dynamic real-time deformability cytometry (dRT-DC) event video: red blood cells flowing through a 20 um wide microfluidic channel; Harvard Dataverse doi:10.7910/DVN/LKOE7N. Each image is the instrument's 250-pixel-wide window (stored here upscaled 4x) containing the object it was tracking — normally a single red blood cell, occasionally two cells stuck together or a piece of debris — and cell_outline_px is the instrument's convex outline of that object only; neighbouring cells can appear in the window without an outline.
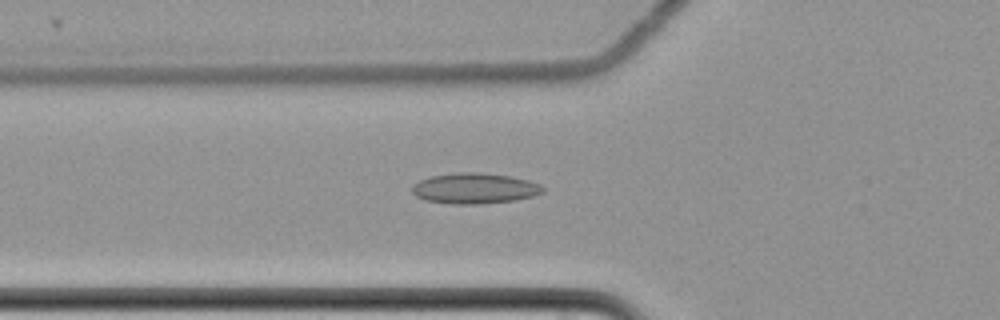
{"species": "common noctule bat (a hibernating species)", "species_latin": "Nyctalus noctula", "temperature_condition": "cold", "stored_images_in_passage": 62, "camera_frame_rate_fps": 3000, "um_per_image_px": 0.085, "animal": {"sex": "female", "body_mass_g": 22.7, "forearm_length_mm": 54.2}, "frame": {"image": 1, "passage_image": 24, "time_ms": 7.667, "image_size_px": [1000, 320], "cell_outline_px": [[544, 192], [532, 196], [516, 200], [476, 204], [448, 204], [424, 200], [416, 196], [412, 192], [412, 188], [420, 180], [428, 176], [456, 172], [480, 172], [512, 176], [528, 180], [540, 184], [544, 188]], "centroid_in_image_um": [40.34, 16.0], "position_along_channel_um": 85.5, "area_um2": 23.52}}
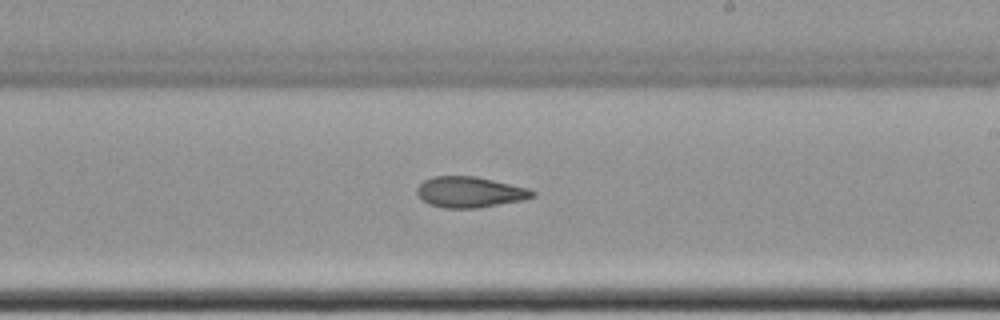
{"frame": {"image": 2, "passage_image": 38, "time_ms": 12.333, "image_size_px": [1000, 320], "cell_outline_px": [[536, 196], [524, 200], [476, 208], [444, 208], [428, 204], [416, 192], [416, 188], [424, 180], [432, 176], [476, 176], [528, 188], [536, 192]], "centroid_in_image_um": [39.95, 16.32], "position_along_channel_um": 249.1, "area_um2": 20.75}}
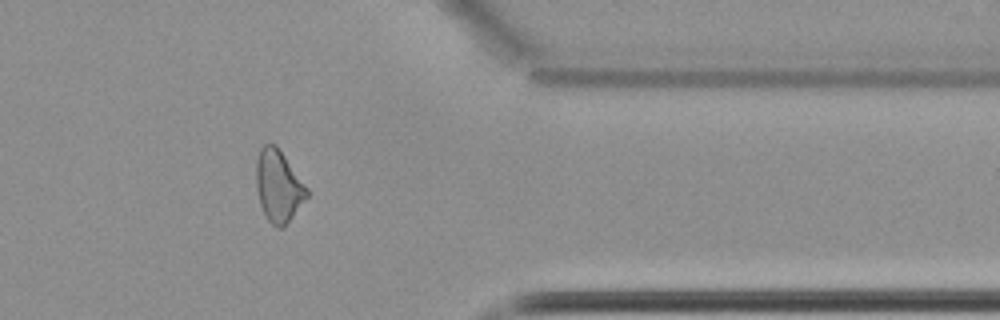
{"frame": {"image": 3, "passage_image": 51, "time_ms": 16.667, "image_size_px": [1000, 320], "cell_outline_px": [[308, 196], [284, 228], [276, 228], [268, 220], [260, 204], [256, 188], [256, 160], [260, 148], [264, 144], [276, 144], [308, 188]], "centroid_in_image_um": [23.66, 15.82], "position_along_channel_um": 387.7, "area_um2": 21.27}, "authors_computed_cell_mechanics": {"area_um2": 22.4553, "velocity_mm_per_s": 3.5047, "shape_relaxation_time_tau1_ms": null, "shape_relaxation_time_tau2_ms": 4.8108, "deformation_change_tau1": null, "deformation_change_tau2": 0.0989}}